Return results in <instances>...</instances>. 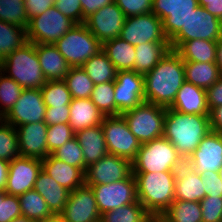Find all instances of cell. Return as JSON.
Instances as JSON below:
<instances>
[{"label": "cell", "instance_id": "6da1fadb", "mask_svg": "<svg viewBox=\"0 0 222 222\" xmlns=\"http://www.w3.org/2000/svg\"><path fill=\"white\" fill-rule=\"evenodd\" d=\"M184 81V61L170 49L156 67L144 75L145 102L170 107Z\"/></svg>", "mask_w": 222, "mask_h": 222}, {"label": "cell", "instance_id": "7a4b0ae2", "mask_svg": "<svg viewBox=\"0 0 222 222\" xmlns=\"http://www.w3.org/2000/svg\"><path fill=\"white\" fill-rule=\"evenodd\" d=\"M211 130L209 116L186 114L166 108L163 136L186 161Z\"/></svg>", "mask_w": 222, "mask_h": 222}, {"label": "cell", "instance_id": "3957f363", "mask_svg": "<svg viewBox=\"0 0 222 222\" xmlns=\"http://www.w3.org/2000/svg\"><path fill=\"white\" fill-rule=\"evenodd\" d=\"M132 174L136 180L138 201L153 218L161 216L175 200L177 171Z\"/></svg>", "mask_w": 222, "mask_h": 222}, {"label": "cell", "instance_id": "277c9868", "mask_svg": "<svg viewBox=\"0 0 222 222\" xmlns=\"http://www.w3.org/2000/svg\"><path fill=\"white\" fill-rule=\"evenodd\" d=\"M1 72L23 89H41L46 82L35 43L27 42L1 61Z\"/></svg>", "mask_w": 222, "mask_h": 222}, {"label": "cell", "instance_id": "5b68a950", "mask_svg": "<svg viewBox=\"0 0 222 222\" xmlns=\"http://www.w3.org/2000/svg\"><path fill=\"white\" fill-rule=\"evenodd\" d=\"M185 160L164 136L141 144L132 161V173L177 171Z\"/></svg>", "mask_w": 222, "mask_h": 222}, {"label": "cell", "instance_id": "8992f818", "mask_svg": "<svg viewBox=\"0 0 222 222\" xmlns=\"http://www.w3.org/2000/svg\"><path fill=\"white\" fill-rule=\"evenodd\" d=\"M70 67H81L102 50V43L83 24H76L53 44Z\"/></svg>", "mask_w": 222, "mask_h": 222}, {"label": "cell", "instance_id": "52a82bcc", "mask_svg": "<svg viewBox=\"0 0 222 222\" xmlns=\"http://www.w3.org/2000/svg\"><path fill=\"white\" fill-rule=\"evenodd\" d=\"M120 115L141 144L162 137L164 134L165 107L143 102Z\"/></svg>", "mask_w": 222, "mask_h": 222}, {"label": "cell", "instance_id": "ba28073f", "mask_svg": "<svg viewBox=\"0 0 222 222\" xmlns=\"http://www.w3.org/2000/svg\"><path fill=\"white\" fill-rule=\"evenodd\" d=\"M76 23L63 15L55 6L29 20L27 41L35 44L53 45Z\"/></svg>", "mask_w": 222, "mask_h": 222}, {"label": "cell", "instance_id": "9c48e42d", "mask_svg": "<svg viewBox=\"0 0 222 222\" xmlns=\"http://www.w3.org/2000/svg\"><path fill=\"white\" fill-rule=\"evenodd\" d=\"M222 38V21L198 6L189 16L185 28H181L169 41L170 49L177 50L185 41L205 39L219 41Z\"/></svg>", "mask_w": 222, "mask_h": 222}, {"label": "cell", "instance_id": "30bf717a", "mask_svg": "<svg viewBox=\"0 0 222 222\" xmlns=\"http://www.w3.org/2000/svg\"><path fill=\"white\" fill-rule=\"evenodd\" d=\"M108 154L126 158L131 162L141 147L140 141L131 133L124 118L105 116L101 123Z\"/></svg>", "mask_w": 222, "mask_h": 222}, {"label": "cell", "instance_id": "8fae6325", "mask_svg": "<svg viewBox=\"0 0 222 222\" xmlns=\"http://www.w3.org/2000/svg\"><path fill=\"white\" fill-rule=\"evenodd\" d=\"M119 37L133 46L146 42H170L163 31L162 21L152 12L126 17Z\"/></svg>", "mask_w": 222, "mask_h": 222}, {"label": "cell", "instance_id": "7c38bea8", "mask_svg": "<svg viewBox=\"0 0 222 222\" xmlns=\"http://www.w3.org/2000/svg\"><path fill=\"white\" fill-rule=\"evenodd\" d=\"M88 186H91L94 192L101 215L138 200L136 180L132 173L126 179L117 182Z\"/></svg>", "mask_w": 222, "mask_h": 222}, {"label": "cell", "instance_id": "4fadbf2b", "mask_svg": "<svg viewBox=\"0 0 222 222\" xmlns=\"http://www.w3.org/2000/svg\"><path fill=\"white\" fill-rule=\"evenodd\" d=\"M198 6V0H153L152 13L162 21L163 31L170 40L185 28L189 16Z\"/></svg>", "mask_w": 222, "mask_h": 222}, {"label": "cell", "instance_id": "5bb4252c", "mask_svg": "<svg viewBox=\"0 0 222 222\" xmlns=\"http://www.w3.org/2000/svg\"><path fill=\"white\" fill-rule=\"evenodd\" d=\"M144 75L133 70L117 71L114 80L115 116L145 102Z\"/></svg>", "mask_w": 222, "mask_h": 222}, {"label": "cell", "instance_id": "9a60e30c", "mask_svg": "<svg viewBox=\"0 0 222 222\" xmlns=\"http://www.w3.org/2000/svg\"><path fill=\"white\" fill-rule=\"evenodd\" d=\"M46 105L40 89H23L12 109L2 118L13 127L44 122Z\"/></svg>", "mask_w": 222, "mask_h": 222}, {"label": "cell", "instance_id": "2e32d148", "mask_svg": "<svg viewBox=\"0 0 222 222\" xmlns=\"http://www.w3.org/2000/svg\"><path fill=\"white\" fill-rule=\"evenodd\" d=\"M131 173L132 162L130 160L107 154L86 168L85 184H109L126 179Z\"/></svg>", "mask_w": 222, "mask_h": 222}, {"label": "cell", "instance_id": "e0dca14e", "mask_svg": "<svg viewBox=\"0 0 222 222\" xmlns=\"http://www.w3.org/2000/svg\"><path fill=\"white\" fill-rule=\"evenodd\" d=\"M126 15L115 2L100 8L85 20L88 30L103 44L119 37Z\"/></svg>", "mask_w": 222, "mask_h": 222}, {"label": "cell", "instance_id": "ac0fdd59", "mask_svg": "<svg viewBox=\"0 0 222 222\" xmlns=\"http://www.w3.org/2000/svg\"><path fill=\"white\" fill-rule=\"evenodd\" d=\"M65 222H98L101 214L91 186L86 184L71 191L62 211Z\"/></svg>", "mask_w": 222, "mask_h": 222}, {"label": "cell", "instance_id": "d6986e66", "mask_svg": "<svg viewBox=\"0 0 222 222\" xmlns=\"http://www.w3.org/2000/svg\"><path fill=\"white\" fill-rule=\"evenodd\" d=\"M42 170V160L19 156L9 163L5 192L19 196L34 188Z\"/></svg>", "mask_w": 222, "mask_h": 222}, {"label": "cell", "instance_id": "ffe728a7", "mask_svg": "<svg viewBox=\"0 0 222 222\" xmlns=\"http://www.w3.org/2000/svg\"><path fill=\"white\" fill-rule=\"evenodd\" d=\"M185 163L199 175L204 171L218 172L222 165V134L210 131Z\"/></svg>", "mask_w": 222, "mask_h": 222}, {"label": "cell", "instance_id": "44dd1931", "mask_svg": "<svg viewBox=\"0 0 222 222\" xmlns=\"http://www.w3.org/2000/svg\"><path fill=\"white\" fill-rule=\"evenodd\" d=\"M15 129L20 156L43 160L49 155L47 151L48 125L45 122L24 124Z\"/></svg>", "mask_w": 222, "mask_h": 222}, {"label": "cell", "instance_id": "7402d4cb", "mask_svg": "<svg viewBox=\"0 0 222 222\" xmlns=\"http://www.w3.org/2000/svg\"><path fill=\"white\" fill-rule=\"evenodd\" d=\"M180 113L209 116L210 110L207 104L206 90L196 85L183 82L178 90L176 98L169 107Z\"/></svg>", "mask_w": 222, "mask_h": 222}, {"label": "cell", "instance_id": "603a6c76", "mask_svg": "<svg viewBox=\"0 0 222 222\" xmlns=\"http://www.w3.org/2000/svg\"><path fill=\"white\" fill-rule=\"evenodd\" d=\"M42 170L70 192L85 184V173L80 168L70 166L51 154L42 160Z\"/></svg>", "mask_w": 222, "mask_h": 222}, {"label": "cell", "instance_id": "cb8c5ba5", "mask_svg": "<svg viewBox=\"0 0 222 222\" xmlns=\"http://www.w3.org/2000/svg\"><path fill=\"white\" fill-rule=\"evenodd\" d=\"M205 197L201 175L187 163L177 170L175 177V200L200 202Z\"/></svg>", "mask_w": 222, "mask_h": 222}, {"label": "cell", "instance_id": "d4e9b609", "mask_svg": "<svg viewBox=\"0 0 222 222\" xmlns=\"http://www.w3.org/2000/svg\"><path fill=\"white\" fill-rule=\"evenodd\" d=\"M75 137L82 148L86 167L108 154L101 125L77 131Z\"/></svg>", "mask_w": 222, "mask_h": 222}, {"label": "cell", "instance_id": "484cf974", "mask_svg": "<svg viewBox=\"0 0 222 222\" xmlns=\"http://www.w3.org/2000/svg\"><path fill=\"white\" fill-rule=\"evenodd\" d=\"M35 48L46 81L64 80L70 66L59 50L51 44H35Z\"/></svg>", "mask_w": 222, "mask_h": 222}, {"label": "cell", "instance_id": "4316f807", "mask_svg": "<svg viewBox=\"0 0 222 222\" xmlns=\"http://www.w3.org/2000/svg\"><path fill=\"white\" fill-rule=\"evenodd\" d=\"M69 109V125L74 133L88 127L101 125L105 117L90 98H72Z\"/></svg>", "mask_w": 222, "mask_h": 222}, {"label": "cell", "instance_id": "83f0119b", "mask_svg": "<svg viewBox=\"0 0 222 222\" xmlns=\"http://www.w3.org/2000/svg\"><path fill=\"white\" fill-rule=\"evenodd\" d=\"M33 189L44 198L52 214L62 213L68 201L70 191L59 185L43 170L39 173Z\"/></svg>", "mask_w": 222, "mask_h": 222}, {"label": "cell", "instance_id": "f1b7e54d", "mask_svg": "<svg viewBox=\"0 0 222 222\" xmlns=\"http://www.w3.org/2000/svg\"><path fill=\"white\" fill-rule=\"evenodd\" d=\"M134 47L136 57L133 71L145 75L155 68L170 50V42H146Z\"/></svg>", "mask_w": 222, "mask_h": 222}, {"label": "cell", "instance_id": "f546056e", "mask_svg": "<svg viewBox=\"0 0 222 222\" xmlns=\"http://www.w3.org/2000/svg\"><path fill=\"white\" fill-rule=\"evenodd\" d=\"M102 51L113 63L117 71L133 70L135 62V47L120 37L102 44Z\"/></svg>", "mask_w": 222, "mask_h": 222}, {"label": "cell", "instance_id": "4dcf8cb0", "mask_svg": "<svg viewBox=\"0 0 222 222\" xmlns=\"http://www.w3.org/2000/svg\"><path fill=\"white\" fill-rule=\"evenodd\" d=\"M176 52L184 62L215 63L217 41L193 39L185 41Z\"/></svg>", "mask_w": 222, "mask_h": 222}, {"label": "cell", "instance_id": "1f68e13d", "mask_svg": "<svg viewBox=\"0 0 222 222\" xmlns=\"http://www.w3.org/2000/svg\"><path fill=\"white\" fill-rule=\"evenodd\" d=\"M185 80L207 90L222 75L216 63L184 62Z\"/></svg>", "mask_w": 222, "mask_h": 222}, {"label": "cell", "instance_id": "d6a6232c", "mask_svg": "<svg viewBox=\"0 0 222 222\" xmlns=\"http://www.w3.org/2000/svg\"><path fill=\"white\" fill-rule=\"evenodd\" d=\"M81 68L88 74L94 85L112 82L117 76L115 66L102 50L88 59Z\"/></svg>", "mask_w": 222, "mask_h": 222}, {"label": "cell", "instance_id": "836d02e7", "mask_svg": "<svg viewBox=\"0 0 222 222\" xmlns=\"http://www.w3.org/2000/svg\"><path fill=\"white\" fill-rule=\"evenodd\" d=\"M166 222H202L199 202L174 200L161 215Z\"/></svg>", "mask_w": 222, "mask_h": 222}, {"label": "cell", "instance_id": "e575fe53", "mask_svg": "<svg viewBox=\"0 0 222 222\" xmlns=\"http://www.w3.org/2000/svg\"><path fill=\"white\" fill-rule=\"evenodd\" d=\"M101 222H153V217L137 200L117 209L107 211L100 217Z\"/></svg>", "mask_w": 222, "mask_h": 222}, {"label": "cell", "instance_id": "d590c367", "mask_svg": "<svg viewBox=\"0 0 222 222\" xmlns=\"http://www.w3.org/2000/svg\"><path fill=\"white\" fill-rule=\"evenodd\" d=\"M27 42L26 29L0 20V62Z\"/></svg>", "mask_w": 222, "mask_h": 222}, {"label": "cell", "instance_id": "8d00e7d4", "mask_svg": "<svg viewBox=\"0 0 222 222\" xmlns=\"http://www.w3.org/2000/svg\"><path fill=\"white\" fill-rule=\"evenodd\" d=\"M18 197L22 216L36 222L52 215L44 198L36 190H29Z\"/></svg>", "mask_w": 222, "mask_h": 222}, {"label": "cell", "instance_id": "74e56055", "mask_svg": "<svg viewBox=\"0 0 222 222\" xmlns=\"http://www.w3.org/2000/svg\"><path fill=\"white\" fill-rule=\"evenodd\" d=\"M63 81L66 83L72 98L84 99L91 97L94 84L81 67H70Z\"/></svg>", "mask_w": 222, "mask_h": 222}, {"label": "cell", "instance_id": "f35d334b", "mask_svg": "<svg viewBox=\"0 0 222 222\" xmlns=\"http://www.w3.org/2000/svg\"><path fill=\"white\" fill-rule=\"evenodd\" d=\"M40 90L46 107H69L72 96L63 80L46 81Z\"/></svg>", "mask_w": 222, "mask_h": 222}, {"label": "cell", "instance_id": "ab89813d", "mask_svg": "<svg viewBox=\"0 0 222 222\" xmlns=\"http://www.w3.org/2000/svg\"><path fill=\"white\" fill-rule=\"evenodd\" d=\"M20 156L15 127L0 119V159L13 161Z\"/></svg>", "mask_w": 222, "mask_h": 222}, {"label": "cell", "instance_id": "60d3db41", "mask_svg": "<svg viewBox=\"0 0 222 222\" xmlns=\"http://www.w3.org/2000/svg\"><path fill=\"white\" fill-rule=\"evenodd\" d=\"M0 20L27 30L25 0H0Z\"/></svg>", "mask_w": 222, "mask_h": 222}, {"label": "cell", "instance_id": "b9f144b4", "mask_svg": "<svg viewBox=\"0 0 222 222\" xmlns=\"http://www.w3.org/2000/svg\"><path fill=\"white\" fill-rule=\"evenodd\" d=\"M114 81L95 84L91 101L104 116H115Z\"/></svg>", "mask_w": 222, "mask_h": 222}, {"label": "cell", "instance_id": "7bdbcfd3", "mask_svg": "<svg viewBox=\"0 0 222 222\" xmlns=\"http://www.w3.org/2000/svg\"><path fill=\"white\" fill-rule=\"evenodd\" d=\"M23 88L12 78L0 72V118H3L21 96Z\"/></svg>", "mask_w": 222, "mask_h": 222}, {"label": "cell", "instance_id": "ee69618b", "mask_svg": "<svg viewBox=\"0 0 222 222\" xmlns=\"http://www.w3.org/2000/svg\"><path fill=\"white\" fill-rule=\"evenodd\" d=\"M51 155L70 166L80 168L85 173L87 167L85 166L84 155L75 136L53 151Z\"/></svg>", "mask_w": 222, "mask_h": 222}, {"label": "cell", "instance_id": "f6af8a7d", "mask_svg": "<svg viewBox=\"0 0 222 222\" xmlns=\"http://www.w3.org/2000/svg\"><path fill=\"white\" fill-rule=\"evenodd\" d=\"M75 136L69 124L48 125L47 129V151L51 154L57 148L64 145Z\"/></svg>", "mask_w": 222, "mask_h": 222}, {"label": "cell", "instance_id": "bcb514c9", "mask_svg": "<svg viewBox=\"0 0 222 222\" xmlns=\"http://www.w3.org/2000/svg\"><path fill=\"white\" fill-rule=\"evenodd\" d=\"M22 216L19 197L0 191V222H10Z\"/></svg>", "mask_w": 222, "mask_h": 222}, {"label": "cell", "instance_id": "7dc6e473", "mask_svg": "<svg viewBox=\"0 0 222 222\" xmlns=\"http://www.w3.org/2000/svg\"><path fill=\"white\" fill-rule=\"evenodd\" d=\"M199 203L202 222H222V196H205Z\"/></svg>", "mask_w": 222, "mask_h": 222}, {"label": "cell", "instance_id": "c3c4849f", "mask_svg": "<svg viewBox=\"0 0 222 222\" xmlns=\"http://www.w3.org/2000/svg\"><path fill=\"white\" fill-rule=\"evenodd\" d=\"M126 17L152 12L153 0H114Z\"/></svg>", "mask_w": 222, "mask_h": 222}, {"label": "cell", "instance_id": "681fc988", "mask_svg": "<svg viewBox=\"0 0 222 222\" xmlns=\"http://www.w3.org/2000/svg\"><path fill=\"white\" fill-rule=\"evenodd\" d=\"M54 6L76 24H83V12L80 0H55Z\"/></svg>", "mask_w": 222, "mask_h": 222}, {"label": "cell", "instance_id": "f907efd6", "mask_svg": "<svg viewBox=\"0 0 222 222\" xmlns=\"http://www.w3.org/2000/svg\"><path fill=\"white\" fill-rule=\"evenodd\" d=\"M205 196H222V180L218 172L204 171L201 173Z\"/></svg>", "mask_w": 222, "mask_h": 222}, {"label": "cell", "instance_id": "816d5d0a", "mask_svg": "<svg viewBox=\"0 0 222 222\" xmlns=\"http://www.w3.org/2000/svg\"><path fill=\"white\" fill-rule=\"evenodd\" d=\"M70 109L69 107H46L44 122L47 125L69 124Z\"/></svg>", "mask_w": 222, "mask_h": 222}, {"label": "cell", "instance_id": "f5cc1de1", "mask_svg": "<svg viewBox=\"0 0 222 222\" xmlns=\"http://www.w3.org/2000/svg\"><path fill=\"white\" fill-rule=\"evenodd\" d=\"M55 0H25V9L28 21L34 16L41 15L54 6Z\"/></svg>", "mask_w": 222, "mask_h": 222}, {"label": "cell", "instance_id": "db71d44e", "mask_svg": "<svg viewBox=\"0 0 222 222\" xmlns=\"http://www.w3.org/2000/svg\"><path fill=\"white\" fill-rule=\"evenodd\" d=\"M209 110L222 105V75L210 88L206 90Z\"/></svg>", "mask_w": 222, "mask_h": 222}, {"label": "cell", "instance_id": "11a10c76", "mask_svg": "<svg viewBox=\"0 0 222 222\" xmlns=\"http://www.w3.org/2000/svg\"><path fill=\"white\" fill-rule=\"evenodd\" d=\"M82 12H83V23L85 20L97 12L100 8L109 5L114 2V0H80Z\"/></svg>", "mask_w": 222, "mask_h": 222}, {"label": "cell", "instance_id": "9f6ffc18", "mask_svg": "<svg viewBox=\"0 0 222 222\" xmlns=\"http://www.w3.org/2000/svg\"><path fill=\"white\" fill-rule=\"evenodd\" d=\"M198 5L222 21V0H198Z\"/></svg>", "mask_w": 222, "mask_h": 222}, {"label": "cell", "instance_id": "6f0895ef", "mask_svg": "<svg viewBox=\"0 0 222 222\" xmlns=\"http://www.w3.org/2000/svg\"><path fill=\"white\" fill-rule=\"evenodd\" d=\"M209 120L211 130L222 134V105L210 111Z\"/></svg>", "mask_w": 222, "mask_h": 222}, {"label": "cell", "instance_id": "680465c9", "mask_svg": "<svg viewBox=\"0 0 222 222\" xmlns=\"http://www.w3.org/2000/svg\"><path fill=\"white\" fill-rule=\"evenodd\" d=\"M9 161L0 159V191H4L9 173Z\"/></svg>", "mask_w": 222, "mask_h": 222}, {"label": "cell", "instance_id": "91938a15", "mask_svg": "<svg viewBox=\"0 0 222 222\" xmlns=\"http://www.w3.org/2000/svg\"><path fill=\"white\" fill-rule=\"evenodd\" d=\"M215 63L219 67L220 73L222 74V38L217 41V55Z\"/></svg>", "mask_w": 222, "mask_h": 222}, {"label": "cell", "instance_id": "94428289", "mask_svg": "<svg viewBox=\"0 0 222 222\" xmlns=\"http://www.w3.org/2000/svg\"><path fill=\"white\" fill-rule=\"evenodd\" d=\"M36 222H65V220L61 214H52L51 216L43 218Z\"/></svg>", "mask_w": 222, "mask_h": 222}, {"label": "cell", "instance_id": "6125c7cd", "mask_svg": "<svg viewBox=\"0 0 222 222\" xmlns=\"http://www.w3.org/2000/svg\"><path fill=\"white\" fill-rule=\"evenodd\" d=\"M10 222H35V221H33V220H31V219H29V218H27L25 216H20V217H17L15 219H13Z\"/></svg>", "mask_w": 222, "mask_h": 222}, {"label": "cell", "instance_id": "be15d7a7", "mask_svg": "<svg viewBox=\"0 0 222 222\" xmlns=\"http://www.w3.org/2000/svg\"><path fill=\"white\" fill-rule=\"evenodd\" d=\"M153 222H166L161 216L153 218Z\"/></svg>", "mask_w": 222, "mask_h": 222}, {"label": "cell", "instance_id": "e7e4bbea", "mask_svg": "<svg viewBox=\"0 0 222 222\" xmlns=\"http://www.w3.org/2000/svg\"><path fill=\"white\" fill-rule=\"evenodd\" d=\"M218 174H219L220 179L222 180V165H221V167L218 169Z\"/></svg>", "mask_w": 222, "mask_h": 222}]
</instances>
